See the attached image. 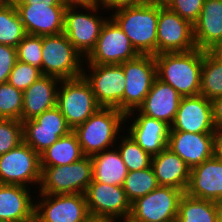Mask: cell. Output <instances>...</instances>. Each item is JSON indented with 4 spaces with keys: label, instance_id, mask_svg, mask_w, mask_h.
<instances>
[{
    "label": "cell",
    "instance_id": "6da1fadb",
    "mask_svg": "<svg viewBox=\"0 0 222 222\" xmlns=\"http://www.w3.org/2000/svg\"><path fill=\"white\" fill-rule=\"evenodd\" d=\"M157 78L171 85L182 97L200 94L203 50L154 55Z\"/></svg>",
    "mask_w": 222,
    "mask_h": 222
},
{
    "label": "cell",
    "instance_id": "4316f807",
    "mask_svg": "<svg viewBox=\"0 0 222 222\" xmlns=\"http://www.w3.org/2000/svg\"><path fill=\"white\" fill-rule=\"evenodd\" d=\"M85 157L76 134L71 131L60 137L53 145L40 154V167L69 165Z\"/></svg>",
    "mask_w": 222,
    "mask_h": 222
},
{
    "label": "cell",
    "instance_id": "ba28073f",
    "mask_svg": "<svg viewBox=\"0 0 222 222\" xmlns=\"http://www.w3.org/2000/svg\"><path fill=\"white\" fill-rule=\"evenodd\" d=\"M91 219L106 222H126L131 203L122 186L91 182L85 193Z\"/></svg>",
    "mask_w": 222,
    "mask_h": 222
},
{
    "label": "cell",
    "instance_id": "ee69618b",
    "mask_svg": "<svg viewBox=\"0 0 222 222\" xmlns=\"http://www.w3.org/2000/svg\"><path fill=\"white\" fill-rule=\"evenodd\" d=\"M215 151L214 155L222 161V128L216 129L214 133Z\"/></svg>",
    "mask_w": 222,
    "mask_h": 222
},
{
    "label": "cell",
    "instance_id": "d590c367",
    "mask_svg": "<svg viewBox=\"0 0 222 222\" xmlns=\"http://www.w3.org/2000/svg\"><path fill=\"white\" fill-rule=\"evenodd\" d=\"M23 142V124L20 120L0 119V155Z\"/></svg>",
    "mask_w": 222,
    "mask_h": 222
},
{
    "label": "cell",
    "instance_id": "d6a6232c",
    "mask_svg": "<svg viewBox=\"0 0 222 222\" xmlns=\"http://www.w3.org/2000/svg\"><path fill=\"white\" fill-rule=\"evenodd\" d=\"M22 124L23 129L58 130L59 137L66 136L73 131L57 106L45 110L34 119L23 121Z\"/></svg>",
    "mask_w": 222,
    "mask_h": 222
},
{
    "label": "cell",
    "instance_id": "603a6c76",
    "mask_svg": "<svg viewBox=\"0 0 222 222\" xmlns=\"http://www.w3.org/2000/svg\"><path fill=\"white\" fill-rule=\"evenodd\" d=\"M60 79L42 75L23 91L21 122L34 119L45 110L56 106Z\"/></svg>",
    "mask_w": 222,
    "mask_h": 222
},
{
    "label": "cell",
    "instance_id": "f546056e",
    "mask_svg": "<svg viewBox=\"0 0 222 222\" xmlns=\"http://www.w3.org/2000/svg\"><path fill=\"white\" fill-rule=\"evenodd\" d=\"M26 34L15 5L0 6V44L16 48Z\"/></svg>",
    "mask_w": 222,
    "mask_h": 222
},
{
    "label": "cell",
    "instance_id": "7402d4cb",
    "mask_svg": "<svg viewBox=\"0 0 222 222\" xmlns=\"http://www.w3.org/2000/svg\"><path fill=\"white\" fill-rule=\"evenodd\" d=\"M181 98L182 96L171 85L156 78L143 104L137 110L143 115L164 121L171 126Z\"/></svg>",
    "mask_w": 222,
    "mask_h": 222
},
{
    "label": "cell",
    "instance_id": "1f68e13d",
    "mask_svg": "<svg viewBox=\"0 0 222 222\" xmlns=\"http://www.w3.org/2000/svg\"><path fill=\"white\" fill-rule=\"evenodd\" d=\"M115 146L128 172L146 169L152 165V156L146 153L128 134L123 132ZM122 138V139H121ZM119 142H121L119 144ZM118 143V145H117Z\"/></svg>",
    "mask_w": 222,
    "mask_h": 222
},
{
    "label": "cell",
    "instance_id": "9c48e42d",
    "mask_svg": "<svg viewBox=\"0 0 222 222\" xmlns=\"http://www.w3.org/2000/svg\"><path fill=\"white\" fill-rule=\"evenodd\" d=\"M86 65L85 68L83 67L82 76L89 83L98 105L104 108H115L123 112L125 74L122 65Z\"/></svg>",
    "mask_w": 222,
    "mask_h": 222
},
{
    "label": "cell",
    "instance_id": "b9f144b4",
    "mask_svg": "<svg viewBox=\"0 0 222 222\" xmlns=\"http://www.w3.org/2000/svg\"><path fill=\"white\" fill-rule=\"evenodd\" d=\"M211 102L215 127L216 129L222 128V96L214 98Z\"/></svg>",
    "mask_w": 222,
    "mask_h": 222
},
{
    "label": "cell",
    "instance_id": "74e56055",
    "mask_svg": "<svg viewBox=\"0 0 222 222\" xmlns=\"http://www.w3.org/2000/svg\"><path fill=\"white\" fill-rule=\"evenodd\" d=\"M58 130L23 129V141L39 155L59 140Z\"/></svg>",
    "mask_w": 222,
    "mask_h": 222
},
{
    "label": "cell",
    "instance_id": "bcb514c9",
    "mask_svg": "<svg viewBox=\"0 0 222 222\" xmlns=\"http://www.w3.org/2000/svg\"><path fill=\"white\" fill-rule=\"evenodd\" d=\"M208 52L217 60L222 62V39L213 45Z\"/></svg>",
    "mask_w": 222,
    "mask_h": 222
},
{
    "label": "cell",
    "instance_id": "f35d334b",
    "mask_svg": "<svg viewBox=\"0 0 222 222\" xmlns=\"http://www.w3.org/2000/svg\"><path fill=\"white\" fill-rule=\"evenodd\" d=\"M205 0H171L167 8L194 25L200 15Z\"/></svg>",
    "mask_w": 222,
    "mask_h": 222
},
{
    "label": "cell",
    "instance_id": "681fc988",
    "mask_svg": "<svg viewBox=\"0 0 222 222\" xmlns=\"http://www.w3.org/2000/svg\"><path fill=\"white\" fill-rule=\"evenodd\" d=\"M216 222H222V204H220L219 213Z\"/></svg>",
    "mask_w": 222,
    "mask_h": 222
},
{
    "label": "cell",
    "instance_id": "83f0119b",
    "mask_svg": "<svg viewBox=\"0 0 222 222\" xmlns=\"http://www.w3.org/2000/svg\"><path fill=\"white\" fill-rule=\"evenodd\" d=\"M220 203L198 199L184 193L179 201L176 222H216Z\"/></svg>",
    "mask_w": 222,
    "mask_h": 222
},
{
    "label": "cell",
    "instance_id": "4dcf8cb0",
    "mask_svg": "<svg viewBox=\"0 0 222 222\" xmlns=\"http://www.w3.org/2000/svg\"><path fill=\"white\" fill-rule=\"evenodd\" d=\"M158 186L154 170L151 166L146 169L128 172L122 187L128 200L132 203L136 199L152 192Z\"/></svg>",
    "mask_w": 222,
    "mask_h": 222
},
{
    "label": "cell",
    "instance_id": "4fadbf2b",
    "mask_svg": "<svg viewBox=\"0 0 222 222\" xmlns=\"http://www.w3.org/2000/svg\"><path fill=\"white\" fill-rule=\"evenodd\" d=\"M40 155L24 141L0 155V183L31 188L40 184Z\"/></svg>",
    "mask_w": 222,
    "mask_h": 222
},
{
    "label": "cell",
    "instance_id": "52a82bcc",
    "mask_svg": "<svg viewBox=\"0 0 222 222\" xmlns=\"http://www.w3.org/2000/svg\"><path fill=\"white\" fill-rule=\"evenodd\" d=\"M56 106L72 130L100 108L89 83L83 76L60 81Z\"/></svg>",
    "mask_w": 222,
    "mask_h": 222
},
{
    "label": "cell",
    "instance_id": "8992f818",
    "mask_svg": "<svg viewBox=\"0 0 222 222\" xmlns=\"http://www.w3.org/2000/svg\"><path fill=\"white\" fill-rule=\"evenodd\" d=\"M84 9L85 11H83ZM99 10L102 11L101 7L97 4L65 9L63 33L84 58L96 46L102 26L110 17L108 15V17L104 18L101 16L102 14H100Z\"/></svg>",
    "mask_w": 222,
    "mask_h": 222
},
{
    "label": "cell",
    "instance_id": "2e32d148",
    "mask_svg": "<svg viewBox=\"0 0 222 222\" xmlns=\"http://www.w3.org/2000/svg\"><path fill=\"white\" fill-rule=\"evenodd\" d=\"M169 131L214 134L216 127L211 100L200 94L182 97Z\"/></svg>",
    "mask_w": 222,
    "mask_h": 222
},
{
    "label": "cell",
    "instance_id": "30bf717a",
    "mask_svg": "<svg viewBox=\"0 0 222 222\" xmlns=\"http://www.w3.org/2000/svg\"><path fill=\"white\" fill-rule=\"evenodd\" d=\"M183 194L178 188L158 186L131 203L130 216L126 222H176Z\"/></svg>",
    "mask_w": 222,
    "mask_h": 222
},
{
    "label": "cell",
    "instance_id": "d4e9b609",
    "mask_svg": "<svg viewBox=\"0 0 222 222\" xmlns=\"http://www.w3.org/2000/svg\"><path fill=\"white\" fill-rule=\"evenodd\" d=\"M194 27L196 48L208 51L222 39V0H205Z\"/></svg>",
    "mask_w": 222,
    "mask_h": 222
},
{
    "label": "cell",
    "instance_id": "7c38bea8",
    "mask_svg": "<svg viewBox=\"0 0 222 222\" xmlns=\"http://www.w3.org/2000/svg\"><path fill=\"white\" fill-rule=\"evenodd\" d=\"M121 65L125 74L123 113L126 115L143 104L157 78V65L154 55H139Z\"/></svg>",
    "mask_w": 222,
    "mask_h": 222
},
{
    "label": "cell",
    "instance_id": "484cf974",
    "mask_svg": "<svg viewBox=\"0 0 222 222\" xmlns=\"http://www.w3.org/2000/svg\"><path fill=\"white\" fill-rule=\"evenodd\" d=\"M91 161L92 182L123 186L128 170L116 147L92 155Z\"/></svg>",
    "mask_w": 222,
    "mask_h": 222
},
{
    "label": "cell",
    "instance_id": "44dd1931",
    "mask_svg": "<svg viewBox=\"0 0 222 222\" xmlns=\"http://www.w3.org/2000/svg\"><path fill=\"white\" fill-rule=\"evenodd\" d=\"M23 185L0 183V221L35 222V195Z\"/></svg>",
    "mask_w": 222,
    "mask_h": 222
},
{
    "label": "cell",
    "instance_id": "7dc6e473",
    "mask_svg": "<svg viewBox=\"0 0 222 222\" xmlns=\"http://www.w3.org/2000/svg\"><path fill=\"white\" fill-rule=\"evenodd\" d=\"M171 0H143L144 4L159 6V7H167Z\"/></svg>",
    "mask_w": 222,
    "mask_h": 222
},
{
    "label": "cell",
    "instance_id": "f1b7e54d",
    "mask_svg": "<svg viewBox=\"0 0 222 222\" xmlns=\"http://www.w3.org/2000/svg\"><path fill=\"white\" fill-rule=\"evenodd\" d=\"M200 95L208 100L222 96V62L203 51Z\"/></svg>",
    "mask_w": 222,
    "mask_h": 222
},
{
    "label": "cell",
    "instance_id": "e575fe53",
    "mask_svg": "<svg viewBox=\"0 0 222 222\" xmlns=\"http://www.w3.org/2000/svg\"><path fill=\"white\" fill-rule=\"evenodd\" d=\"M18 61L30 64L42 73V36L26 34L16 46Z\"/></svg>",
    "mask_w": 222,
    "mask_h": 222
},
{
    "label": "cell",
    "instance_id": "3957f363",
    "mask_svg": "<svg viewBox=\"0 0 222 222\" xmlns=\"http://www.w3.org/2000/svg\"><path fill=\"white\" fill-rule=\"evenodd\" d=\"M111 13L110 17L127 35L140 55L157 54L158 6L142 3Z\"/></svg>",
    "mask_w": 222,
    "mask_h": 222
},
{
    "label": "cell",
    "instance_id": "8d00e7d4",
    "mask_svg": "<svg viewBox=\"0 0 222 222\" xmlns=\"http://www.w3.org/2000/svg\"><path fill=\"white\" fill-rule=\"evenodd\" d=\"M40 76H42V73L39 68L17 61L7 82L13 85L16 89L24 91Z\"/></svg>",
    "mask_w": 222,
    "mask_h": 222
},
{
    "label": "cell",
    "instance_id": "277c9868",
    "mask_svg": "<svg viewBox=\"0 0 222 222\" xmlns=\"http://www.w3.org/2000/svg\"><path fill=\"white\" fill-rule=\"evenodd\" d=\"M84 61L64 33L42 36V75L77 78L82 76Z\"/></svg>",
    "mask_w": 222,
    "mask_h": 222
},
{
    "label": "cell",
    "instance_id": "ffe728a7",
    "mask_svg": "<svg viewBox=\"0 0 222 222\" xmlns=\"http://www.w3.org/2000/svg\"><path fill=\"white\" fill-rule=\"evenodd\" d=\"M167 147L191 169L214 155V134L169 131Z\"/></svg>",
    "mask_w": 222,
    "mask_h": 222
},
{
    "label": "cell",
    "instance_id": "ab89813d",
    "mask_svg": "<svg viewBox=\"0 0 222 222\" xmlns=\"http://www.w3.org/2000/svg\"><path fill=\"white\" fill-rule=\"evenodd\" d=\"M17 61L16 48L0 44V84L8 81L9 75Z\"/></svg>",
    "mask_w": 222,
    "mask_h": 222
},
{
    "label": "cell",
    "instance_id": "9a60e30c",
    "mask_svg": "<svg viewBox=\"0 0 222 222\" xmlns=\"http://www.w3.org/2000/svg\"><path fill=\"white\" fill-rule=\"evenodd\" d=\"M196 48L193 25L167 7L158 6L157 54Z\"/></svg>",
    "mask_w": 222,
    "mask_h": 222
},
{
    "label": "cell",
    "instance_id": "f6af8a7d",
    "mask_svg": "<svg viewBox=\"0 0 222 222\" xmlns=\"http://www.w3.org/2000/svg\"><path fill=\"white\" fill-rule=\"evenodd\" d=\"M15 4L62 5L59 0H17Z\"/></svg>",
    "mask_w": 222,
    "mask_h": 222
},
{
    "label": "cell",
    "instance_id": "5b68a950",
    "mask_svg": "<svg viewBox=\"0 0 222 222\" xmlns=\"http://www.w3.org/2000/svg\"><path fill=\"white\" fill-rule=\"evenodd\" d=\"M91 156H85L69 165L41 167L37 194H84L92 182Z\"/></svg>",
    "mask_w": 222,
    "mask_h": 222
},
{
    "label": "cell",
    "instance_id": "f907efd6",
    "mask_svg": "<svg viewBox=\"0 0 222 222\" xmlns=\"http://www.w3.org/2000/svg\"><path fill=\"white\" fill-rule=\"evenodd\" d=\"M89 222H106V221L91 219Z\"/></svg>",
    "mask_w": 222,
    "mask_h": 222
},
{
    "label": "cell",
    "instance_id": "7a4b0ae2",
    "mask_svg": "<svg viewBox=\"0 0 222 222\" xmlns=\"http://www.w3.org/2000/svg\"><path fill=\"white\" fill-rule=\"evenodd\" d=\"M125 116L118 109L100 107L84 123L76 126L73 132L77 136L83 154L92 156L115 147L120 132L122 134L126 129Z\"/></svg>",
    "mask_w": 222,
    "mask_h": 222
},
{
    "label": "cell",
    "instance_id": "c3c4849f",
    "mask_svg": "<svg viewBox=\"0 0 222 222\" xmlns=\"http://www.w3.org/2000/svg\"><path fill=\"white\" fill-rule=\"evenodd\" d=\"M17 0H0V6H11L15 5Z\"/></svg>",
    "mask_w": 222,
    "mask_h": 222
},
{
    "label": "cell",
    "instance_id": "60d3db41",
    "mask_svg": "<svg viewBox=\"0 0 222 222\" xmlns=\"http://www.w3.org/2000/svg\"><path fill=\"white\" fill-rule=\"evenodd\" d=\"M143 3V0H97V5H99L103 10L109 9L116 11L126 7H134Z\"/></svg>",
    "mask_w": 222,
    "mask_h": 222
},
{
    "label": "cell",
    "instance_id": "5bb4252c",
    "mask_svg": "<svg viewBox=\"0 0 222 222\" xmlns=\"http://www.w3.org/2000/svg\"><path fill=\"white\" fill-rule=\"evenodd\" d=\"M140 54L134 49L127 35L109 17L102 26L96 46L85 58V64H122Z\"/></svg>",
    "mask_w": 222,
    "mask_h": 222
},
{
    "label": "cell",
    "instance_id": "8fae6325",
    "mask_svg": "<svg viewBox=\"0 0 222 222\" xmlns=\"http://www.w3.org/2000/svg\"><path fill=\"white\" fill-rule=\"evenodd\" d=\"M35 199V222L91 220L84 194H37Z\"/></svg>",
    "mask_w": 222,
    "mask_h": 222
},
{
    "label": "cell",
    "instance_id": "cb8c5ba5",
    "mask_svg": "<svg viewBox=\"0 0 222 222\" xmlns=\"http://www.w3.org/2000/svg\"><path fill=\"white\" fill-rule=\"evenodd\" d=\"M151 166L159 186L178 188L185 193L191 169L171 149L166 147L153 156Z\"/></svg>",
    "mask_w": 222,
    "mask_h": 222
},
{
    "label": "cell",
    "instance_id": "7bdbcfd3",
    "mask_svg": "<svg viewBox=\"0 0 222 222\" xmlns=\"http://www.w3.org/2000/svg\"><path fill=\"white\" fill-rule=\"evenodd\" d=\"M65 8L87 7L97 4V0H59Z\"/></svg>",
    "mask_w": 222,
    "mask_h": 222
},
{
    "label": "cell",
    "instance_id": "836d02e7",
    "mask_svg": "<svg viewBox=\"0 0 222 222\" xmlns=\"http://www.w3.org/2000/svg\"><path fill=\"white\" fill-rule=\"evenodd\" d=\"M23 91L8 82L0 84V119L21 121Z\"/></svg>",
    "mask_w": 222,
    "mask_h": 222
},
{
    "label": "cell",
    "instance_id": "e0dca14e",
    "mask_svg": "<svg viewBox=\"0 0 222 222\" xmlns=\"http://www.w3.org/2000/svg\"><path fill=\"white\" fill-rule=\"evenodd\" d=\"M137 116H136V114ZM134 116V117H132ZM128 135L148 154L152 157L159 154L168 145V137L170 126L164 121L154 119L147 115L141 114L138 110H134L125 116V124L129 123Z\"/></svg>",
    "mask_w": 222,
    "mask_h": 222
},
{
    "label": "cell",
    "instance_id": "d6986e66",
    "mask_svg": "<svg viewBox=\"0 0 222 222\" xmlns=\"http://www.w3.org/2000/svg\"><path fill=\"white\" fill-rule=\"evenodd\" d=\"M188 196L222 204V161L215 155L191 168Z\"/></svg>",
    "mask_w": 222,
    "mask_h": 222
},
{
    "label": "cell",
    "instance_id": "ac0fdd59",
    "mask_svg": "<svg viewBox=\"0 0 222 222\" xmlns=\"http://www.w3.org/2000/svg\"><path fill=\"white\" fill-rule=\"evenodd\" d=\"M25 31L30 35H56L64 31L63 5L15 4Z\"/></svg>",
    "mask_w": 222,
    "mask_h": 222
}]
</instances>
